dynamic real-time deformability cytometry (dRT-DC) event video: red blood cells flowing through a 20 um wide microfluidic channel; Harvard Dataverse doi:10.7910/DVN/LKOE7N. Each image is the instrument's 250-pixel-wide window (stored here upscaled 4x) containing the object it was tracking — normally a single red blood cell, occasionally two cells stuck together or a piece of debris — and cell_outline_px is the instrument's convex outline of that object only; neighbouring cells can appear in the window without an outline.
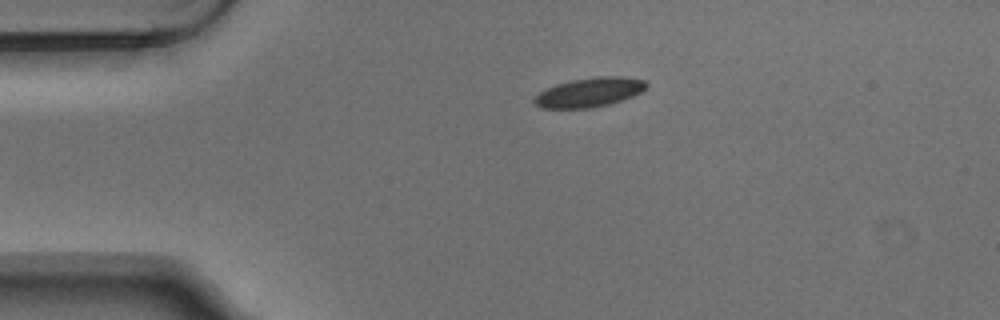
{"species": "Egyptian fruit bat (a non-hibernating species)", "species_latin": "Rousettus aegyptiacus", "temperature_condition": "warm", "stored_images_in_passage": 2, "camera_frame_rate_fps": 3000, "um_per_image_px": 0.085, "animal": {"sex": "male"}, "frame": {"image": 1, "passage_image": 1, "time_ms": 0.0, "image_size_px": [1000, 320], "cell_outline_px": [[648, 84], [640, 92], [632, 96], [608, 104], [592, 108], [544, 108], [536, 104], [532, 100], [540, 92], [556, 84], [572, 80], [596, 76], [620, 76], [644, 80]], "centroid_in_image_um": [50.09, 7.84], "position_along_channel_um": 34.9, "area_um2": 18.84}}